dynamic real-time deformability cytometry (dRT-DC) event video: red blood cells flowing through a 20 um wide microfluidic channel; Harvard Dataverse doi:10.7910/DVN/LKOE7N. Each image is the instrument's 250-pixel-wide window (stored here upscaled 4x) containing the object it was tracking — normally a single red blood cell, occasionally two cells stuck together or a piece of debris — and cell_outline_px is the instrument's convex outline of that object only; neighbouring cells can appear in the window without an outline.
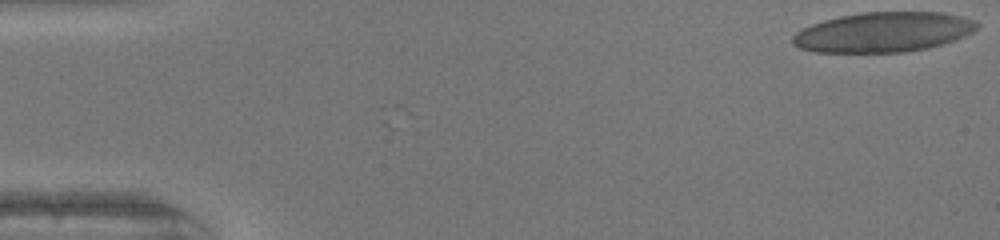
{"species": "human", "species_latin": "Homo sapiens", "temperature_condition": "warm", "stored_images_in_passage": 52, "camera_frame_rate_fps": 3000, "um_per_image_px": 0.085, "donor": {"sex": "female"}, "frame": {"image": 1, "passage_image": 1, "time_ms": 0.0, "image_size_px": [1000, 240], "cell_outline_px": [[980, 24], [972, 32], [956, 40], [928, 48], [904, 52], [816, 52], [800, 48], [792, 44], [792, 36], [796, 32], [812, 24], [824, 20], [840, 16], [864, 12], [940, 12], [960, 16], [976, 20]], "centroid_in_image_um": [75.1, 2.73], "position_along_channel_um": 9.9, "area_um2": 42.89}}
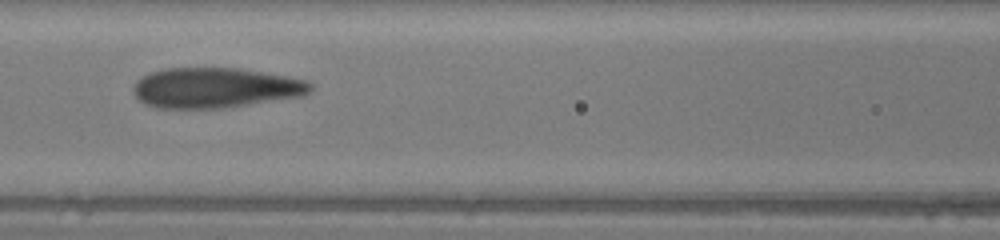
{"frame": {"image": 2, "passage_image": 23, "time_ms": 7.333, "image_size_px": [1000, 240], "cell_outline_px": [[312, 88], [304, 96], [220, 108], [160, 108], [144, 104], [136, 96], [132, 88], [136, 80], [152, 72], [164, 68], [236, 68], [308, 80], [312, 84]], "centroid_in_image_um": [18.28, 7.46], "position_along_channel_um": 148.3, "area_um2": 41.21}}
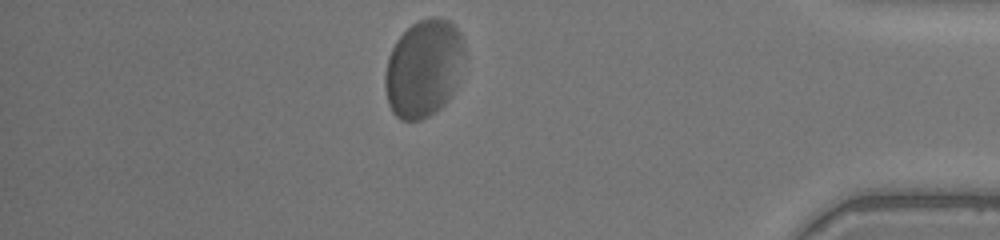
{"frame": {"image": 3, "passage_image": 45, "time_ms": 14.667, "image_size_px": [1000, 240], "cell_outline_px": [[464, 56], [452, 92], [444, 104], [436, 112], [420, 120], [400, 120], [392, 112], [388, 104], [384, 84], [384, 76], [388, 56], [396, 40], [412, 24], [420, 20], [432, 16], [436, 16], [448, 20], [460, 32], [464, 40]], "centroid_in_image_um": [35.98, 5.8], "position_along_channel_um": 399.2, "area_um2": 45.08}, "authors_computed_cell_mechanics": {"area_um2": 43.3211, "velocity_mm_per_s": 3.9359, "shape_relaxation_time_tau1_ms": 3.8289, "shape_relaxation_time_tau2_ms": null, "deformation_change_tau1": 0.1086, "deformation_change_tau2": null}}